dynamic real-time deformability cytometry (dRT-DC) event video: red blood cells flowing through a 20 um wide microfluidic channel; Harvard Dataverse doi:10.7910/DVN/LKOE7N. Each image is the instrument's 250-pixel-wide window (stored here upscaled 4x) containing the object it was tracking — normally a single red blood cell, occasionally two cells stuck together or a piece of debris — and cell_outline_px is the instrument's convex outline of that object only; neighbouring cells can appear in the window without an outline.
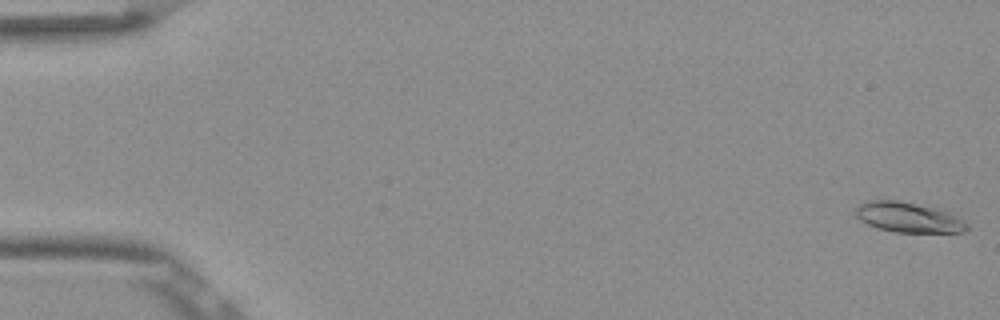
{"species": "Egyptian fruit bat (a non-hibernating species)", "species_latin": "Rousettus aegyptiacus", "temperature_condition": "room temperature", "stored_images_in_passage": 53, "camera_frame_rate_fps": 3000, "um_per_image_px": 0.085, "frame": {"image": 1, "passage_image": 1, "time_ms": 0.0, "image_size_px": [1000, 320], "cell_outline_px": [[968, 228], [964, 232], [896, 232], [876, 228], [860, 220], [856, 216], [856, 208], [864, 200], [896, 200], [940, 208], [964, 220], [968, 224]], "centroid_in_image_um": [77.21, 18.47], "position_along_channel_um": 7.8, "area_um2": 19.65}}
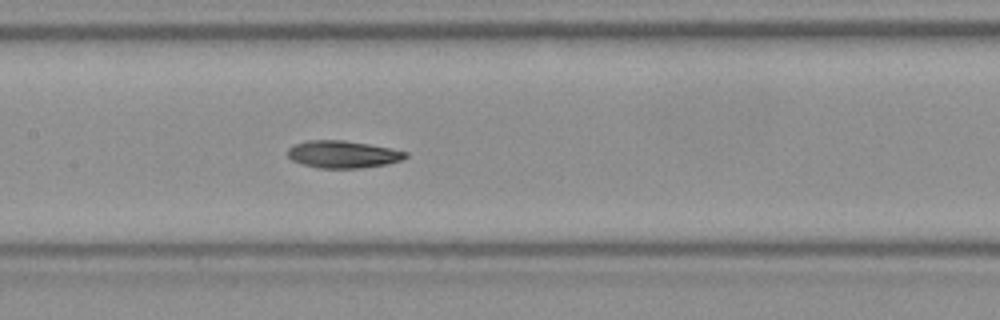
{"frame": {"image": 2, "passage_image": 26, "time_ms": 8.333, "image_size_px": [1000, 320], "cell_outline_px": [[408, 156], [404, 160], [388, 164], [360, 168], [320, 168], [304, 164], [292, 160], [288, 156], [288, 148], [296, 144], [308, 140], [344, 140], [392, 148], [408, 152]], "centroid_in_image_um": [29.21, 13.12], "position_along_channel_um": 178.2, "area_um2": 18.79}}
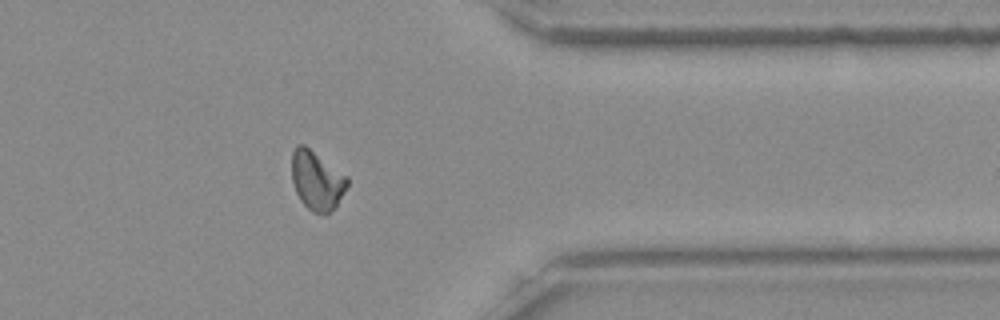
{"frame": {"image": 3, "passage_image": 43, "time_ms": 14.0, "image_size_px": [1000, 320], "cell_outline_px": [[348, 184], [336, 204], [328, 212], [312, 212], [300, 200], [296, 192], [292, 180], [292, 152], [296, 144], [304, 144], [348, 176]], "centroid_in_image_um": [26.9, 15.29], "position_along_channel_um": 384.5, "area_um2": 18.79}, "authors_computed_cell_mechanics": {"area_um2": 18.8428, "velocity_mm_per_s": 3.8558, "shape_relaxation_time_tau1_ms": 4.7765, "shape_relaxation_time_tau2_ms": 3.5742, "deformation_change_tau1": 0.145, "deformation_change_tau2": 0.0816}}